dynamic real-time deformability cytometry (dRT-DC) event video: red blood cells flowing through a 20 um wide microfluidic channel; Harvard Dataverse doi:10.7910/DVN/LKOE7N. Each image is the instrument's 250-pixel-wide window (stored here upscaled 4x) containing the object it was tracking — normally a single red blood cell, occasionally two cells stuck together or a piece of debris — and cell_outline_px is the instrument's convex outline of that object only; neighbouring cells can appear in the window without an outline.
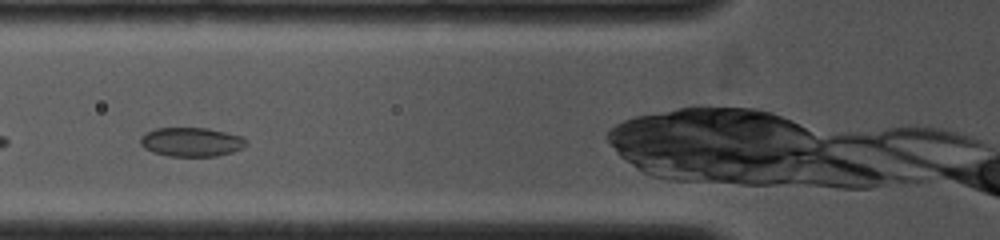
{"species": "common noctule bat (a hibernating species)", "species_latin": "Nyctalus noctula", "temperature_condition": "cold", "stored_images_in_passage": 5, "camera_frame_rate_fps": 4000, "um_per_image_px": 0.085, "animal": {"sex": "female", "body_mass_g": 19.0, "forearm_length_mm": 53.3}, "frame": {"image": 1, "passage_image": 2, "time_ms": 0.75, "image_size_px": [1000, 240], "cell_outline_px": [[248, 144], [244, 148], [232, 152], [216, 156], [168, 156], [152, 152], [144, 148], [140, 144], [140, 136], [156, 128], [208, 128], [244, 136], [248, 140]], "centroid_in_image_um": [16.31, 12.07], "position_along_channel_um": 109.5, "area_um2": 18.15}}
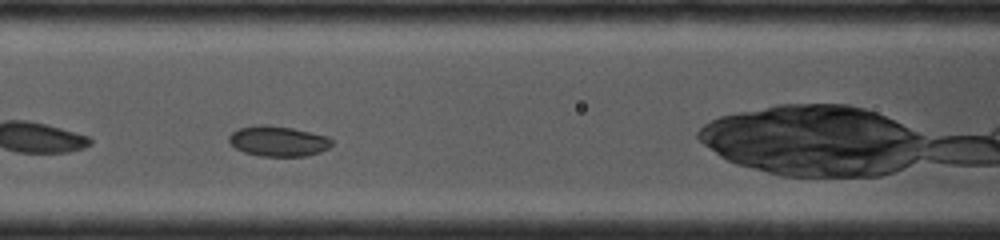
{"frame": {"image": 2, "passage_image": 3, "time_ms": 1.5, "image_size_px": [1000, 240], "cell_outline_px": [[332, 144], [328, 148], [320, 152], [304, 156], [260, 156], [244, 152], [236, 148], [228, 140], [228, 136], [232, 132], [240, 128], [256, 124], [268, 124], [292, 128], [328, 136], [332, 140]], "centroid_in_image_um": [23.63, 11.99], "position_along_channel_um": 143.0, "area_um2": 18.21}}